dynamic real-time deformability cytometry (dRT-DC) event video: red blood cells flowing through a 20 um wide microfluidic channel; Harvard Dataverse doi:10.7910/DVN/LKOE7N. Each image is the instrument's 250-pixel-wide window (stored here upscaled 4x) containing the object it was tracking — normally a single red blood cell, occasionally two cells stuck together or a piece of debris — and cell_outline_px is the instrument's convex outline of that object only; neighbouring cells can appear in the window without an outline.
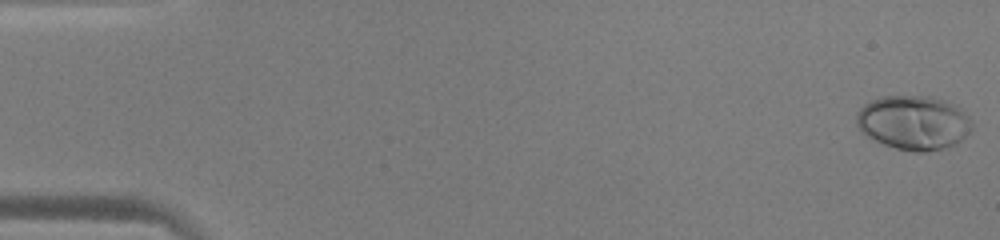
{"species": "human", "species_latin": "Homo sapiens", "temperature_condition": "warm", "stored_images_in_passage": 52, "camera_frame_rate_fps": 3000, "um_per_image_px": 0.085, "donor": {"sex": "male"}, "frame": {"image": 1, "passage_image": 1, "time_ms": 0.0, "image_size_px": [1000, 240], "cell_outline_px": [[972, 128], [960, 140], [944, 148], [924, 152], [912, 152], [896, 148], [884, 144], [868, 136], [856, 124], [856, 112], [864, 104], [872, 100], [884, 96], [932, 96], [944, 100], [952, 104], [968, 116], [972, 120]], "centroid_in_image_um": [77.64, 10.41], "position_along_channel_um": 7.4, "area_um2": 36.13}}
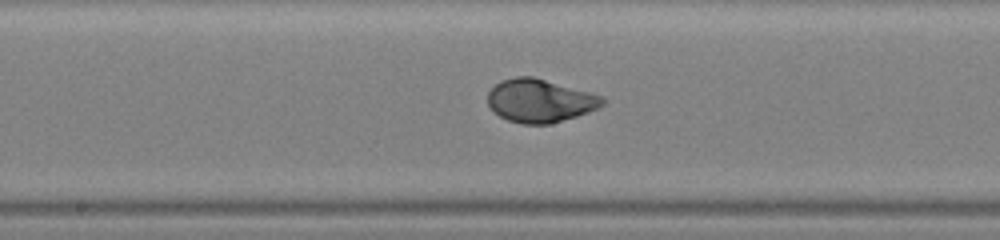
{"frame": {"image": 2, "passage_image": 28, "time_ms": 9.0, "image_size_px": [1000, 240], "cell_outline_px": [[604, 104], [588, 112], [552, 124], [524, 124], [508, 120], [500, 116], [488, 104], [488, 92], [500, 80], [516, 76], [532, 76], [592, 92], [600, 96], [604, 100]], "centroid_in_image_um": [45.89, 8.55], "position_along_channel_um": 202.3, "area_um2": 28.78}}
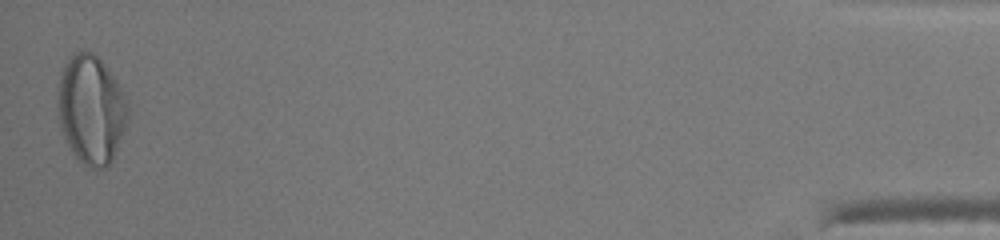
{"frame": {"image": 3, "passage_image": 52, "time_ms": 17.0, "image_size_px": [1000, 240], "cell_outline_px": [[128, 124], [112, 160], [104, 168], [88, 168], [72, 152], [64, 136], [60, 124], [56, 104], [56, 92], [60, 72], [68, 56], [72, 52], [92, 52], [104, 64], [120, 88], [128, 104]], "centroid_in_image_um": [7.72, 9.3], "position_along_channel_um": 427.5, "area_um2": 44.68}, "authors_computed_cell_mechanics": {"area_um2": 29.9404, "velocity_mm_per_s": 3.9628, "shape_relaxation_time_tau1_ms": 3.0871, "shape_relaxation_time_tau2_ms": null, "deformation_change_tau1": 0.199, "deformation_change_tau2": null}}